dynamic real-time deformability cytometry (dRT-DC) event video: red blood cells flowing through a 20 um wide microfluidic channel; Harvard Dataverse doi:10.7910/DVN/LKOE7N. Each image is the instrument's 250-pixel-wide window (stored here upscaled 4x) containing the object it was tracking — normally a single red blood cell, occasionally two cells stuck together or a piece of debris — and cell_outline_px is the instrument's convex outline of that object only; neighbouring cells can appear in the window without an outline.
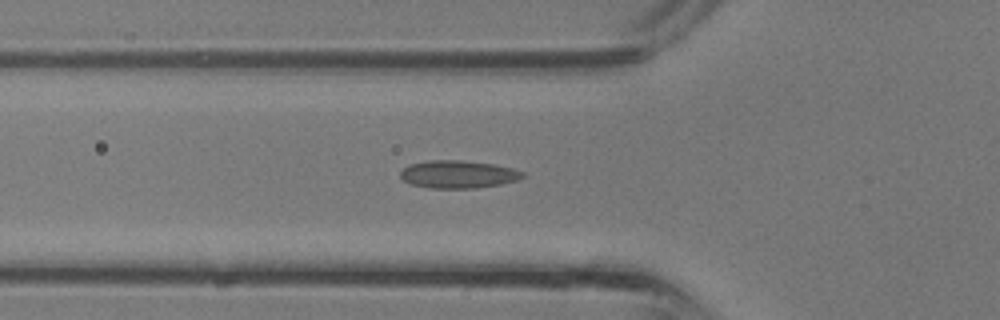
{"species": "common noctule bat (a hibernating species)", "species_latin": "Nyctalus noctula", "temperature_condition": "room temperature", "stored_images_in_passage": 31, "segment_of_instrument_passage": [1, 2], "camera_frame_rate_fps": 3000, "um_per_image_px": 0.085, "animal": {"sex": "male", "body_mass_g": 13.3}, "frame": {"image": 1, "passage_image": 7, "time_ms": 2.0, "image_size_px": [1000, 320], "cell_outline_px": [[524, 176], [516, 180], [500, 184], [476, 188], [428, 188], [412, 184], [404, 180], [400, 176], [400, 172], [408, 164], [432, 160], [460, 160], [492, 164], [512, 168], [524, 172]], "centroid_in_image_um": [38.92, 14.81], "position_along_channel_um": 86.9, "area_um2": 19.59}}
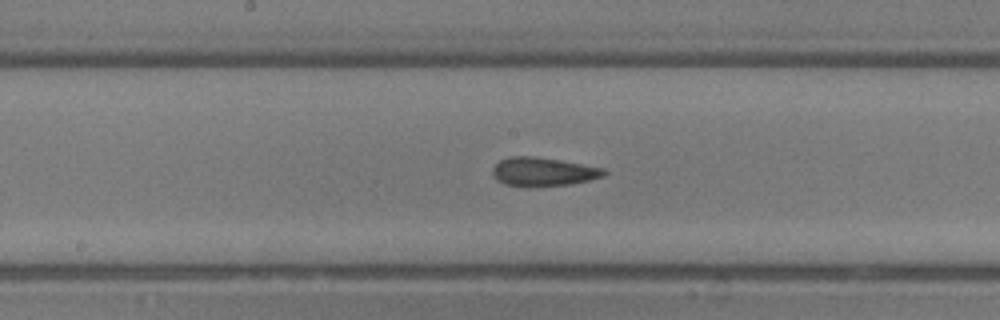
{"frame": {"image": 2, "passage_image": 13, "time_ms": 4.0, "image_size_px": [1000, 320], "cell_outline_px": [[608, 172], [604, 176], [572, 184], [536, 188], [524, 188], [504, 184], [496, 180], [492, 172], [492, 168], [500, 160], [508, 156], [536, 156], [560, 160], [604, 168]], "centroid_in_image_um": [46.14, 14.62], "position_along_channel_um": 202.1, "area_um2": 19.19}}
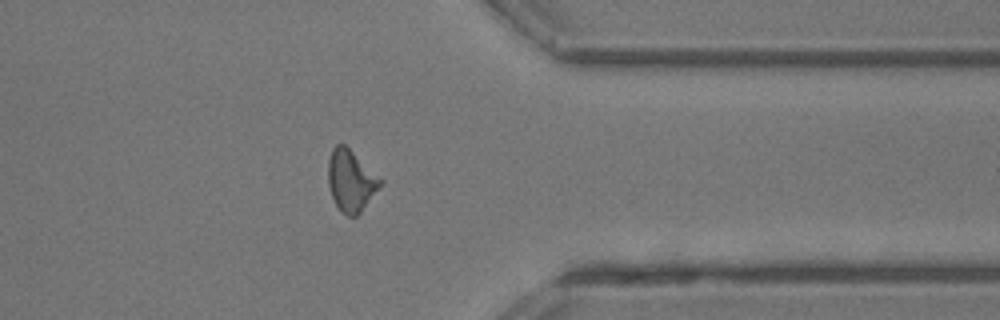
{"frame": {"image": 3, "passage_image": 23, "time_ms": 7.333, "image_size_px": [1000, 320], "cell_outline_px": [[384, 180], [360, 212], [356, 216], [348, 216], [340, 212], [332, 196], [328, 184], [328, 160], [332, 148], [336, 144], [344, 144]], "centroid_in_image_um": [29.81, 15.34], "position_along_channel_um": 381.6, "area_um2": 18.5}}